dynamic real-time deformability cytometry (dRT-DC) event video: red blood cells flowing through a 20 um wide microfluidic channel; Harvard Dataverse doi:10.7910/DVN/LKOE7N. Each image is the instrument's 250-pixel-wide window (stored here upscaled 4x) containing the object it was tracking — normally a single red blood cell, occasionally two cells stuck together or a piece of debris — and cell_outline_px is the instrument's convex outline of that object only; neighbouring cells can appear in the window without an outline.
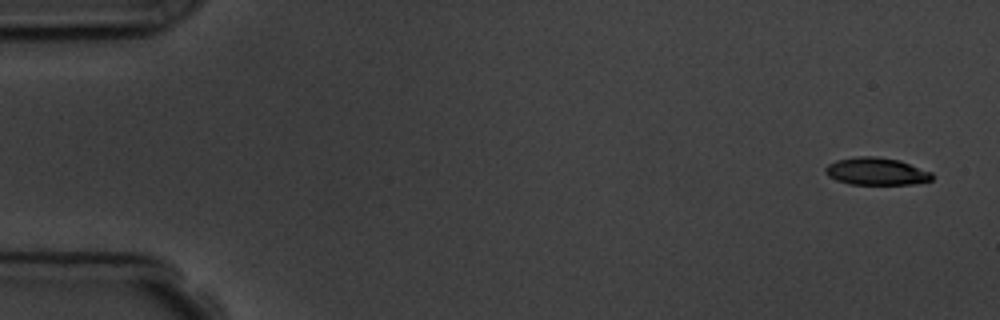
{"species": "common noctule bat (a hibernating species)", "species_latin": "Nyctalus noctula", "temperature_condition": "room temperature", "stored_images_in_passage": 5, "camera_frame_rate_fps": 3000, "um_per_image_px": 0.085, "animal": {"sex": "male", "body_mass_g": 19.5, "forearm_length_mm": 54.6}, "frame": {"image": 1, "passage_image": 1, "time_ms": 0.0, "image_size_px": [1000, 320], "cell_outline_px": [[932, 180], [912, 184], [848, 184], [836, 180], [828, 176], [824, 172], [824, 168], [828, 164], [836, 160], [860, 156], [876, 156], [900, 160], [932, 172]], "centroid_in_image_um": [74.47, 14.56], "position_along_channel_um": 10.5, "area_um2": 17.11}}
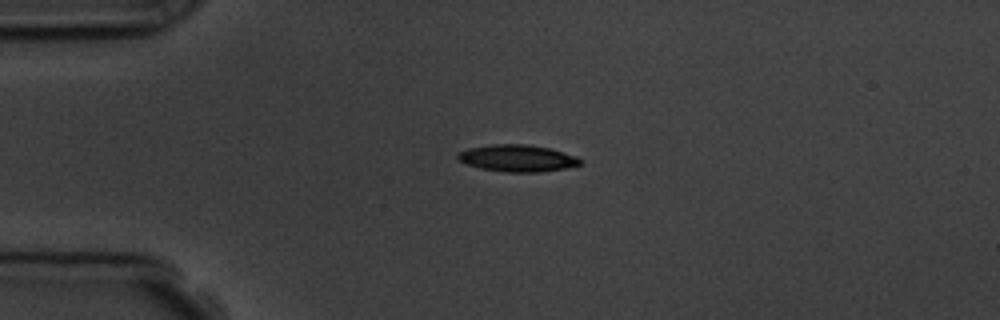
{"frame": {"image": 2, "passage_image": 4, "time_ms": 3.667, "image_size_px": [1000, 320], "cell_outline_px": [[580, 164], [564, 168], [540, 172], [504, 172], [480, 168], [468, 164], [460, 160], [456, 156], [460, 152], [468, 148], [492, 144], [528, 144], [548, 148], [576, 156], [580, 160]], "centroid_in_image_um": [43.95, 13.44], "position_along_channel_um": 41.0, "area_um2": 18.9}}